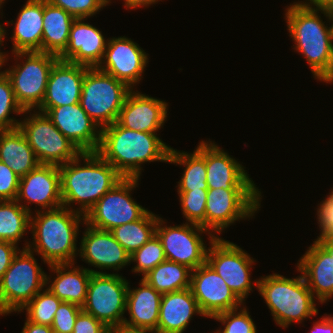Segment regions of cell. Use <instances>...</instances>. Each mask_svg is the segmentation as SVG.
I'll list each match as a JSON object with an SVG mask.
<instances>
[{"label":"cell","mask_w":333,"mask_h":333,"mask_svg":"<svg viewBox=\"0 0 333 333\" xmlns=\"http://www.w3.org/2000/svg\"><path fill=\"white\" fill-rule=\"evenodd\" d=\"M31 110H23L15 99L9 78L4 72L0 74V131L18 128L19 120L10 117L11 113L29 114Z\"/></svg>","instance_id":"obj_36"},{"label":"cell","mask_w":333,"mask_h":333,"mask_svg":"<svg viewBox=\"0 0 333 333\" xmlns=\"http://www.w3.org/2000/svg\"><path fill=\"white\" fill-rule=\"evenodd\" d=\"M206 262L223 278L235 295L245 303L249 292L253 291V284H258V279L251 281V267L256 261L250 257L240 246L215 237L209 242Z\"/></svg>","instance_id":"obj_13"},{"label":"cell","mask_w":333,"mask_h":333,"mask_svg":"<svg viewBox=\"0 0 333 333\" xmlns=\"http://www.w3.org/2000/svg\"><path fill=\"white\" fill-rule=\"evenodd\" d=\"M295 3L308 8L326 9V10H329L333 6V0H306L305 2L298 1Z\"/></svg>","instance_id":"obj_48"},{"label":"cell","mask_w":333,"mask_h":333,"mask_svg":"<svg viewBox=\"0 0 333 333\" xmlns=\"http://www.w3.org/2000/svg\"><path fill=\"white\" fill-rule=\"evenodd\" d=\"M5 0H0V7H3ZM3 4V5H2ZM2 5V6H1Z\"/></svg>","instance_id":"obj_55"},{"label":"cell","mask_w":333,"mask_h":333,"mask_svg":"<svg viewBox=\"0 0 333 333\" xmlns=\"http://www.w3.org/2000/svg\"><path fill=\"white\" fill-rule=\"evenodd\" d=\"M50 4L60 7L69 13L75 19H87L96 15L105 6L111 3V0H46Z\"/></svg>","instance_id":"obj_40"},{"label":"cell","mask_w":333,"mask_h":333,"mask_svg":"<svg viewBox=\"0 0 333 333\" xmlns=\"http://www.w3.org/2000/svg\"><path fill=\"white\" fill-rule=\"evenodd\" d=\"M34 113L20 120L18 128L33 149L39 164L63 165L74 160L82 152L52 123L46 113Z\"/></svg>","instance_id":"obj_9"},{"label":"cell","mask_w":333,"mask_h":333,"mask_svg":"<svg viewBox=\"0 0 333 333\" xmlns=\"http://www.w3.org/2000/svg\"><path fill=\"white\" fill-rule=\"evenodd\" d=\"M212 319L224 325L223 329L216 330L217 333H257L258 331L244 304L243 307L218 313Z\"/></svg>","instance_id":"obj_39"},{"label":"cell","mask_w":333,"mask_h":333,"mask_svg":"<svg viewBox=\"0 0 333 333\" xmlns=\"http://www.w3.org/2000/svg\"><path fill=\"white\" fill-rule=\"evenodd\" d=\"M171 146L157 133L130 130L117 121L101 129L97 153L124 178H139L145 162L169 161Z\"/></svg>","instance_id":"obj_1"},{"label":"cell","mask_w":333,"mask_h":333,"mask_svg":"<svg viewBox=\"0 0 333 333\" xmlns=\"http://www.w3.org/2000/svg\"><path fill=\"white\" fill-rule=\"evenodd\" d=\"M46 114L55 127L81 152H97L101 129L82 109L80 103L53 107Z\"/></svg>","instance_id":"obj_19"},{"label":"cell","mask_w":333,"mask_h":333,"mask_svg":"<svg viewBox=\"0 0 333 333\" xmlns=\"http://www.w3.org/2000/svg\"><path fill=\"white\" fill-rule=\"evenodd\" d=\"M74 20L65 10L44 0L42 52L59 57L67 48Z\"/></svg>","instance_id":"obj_30"},{"label":"cell","mask_w":333,"mask_h":333,"mask_svg":"<svg viewBox=\"0 0 333 333\" xmlns=\"http://www.w3.org/2000/svg\"><path fill=\"white\" fill-rule=\"evenodd\" d=\"M136 289L128 286L126 312L130 319L124 318V327L130 329L152 330L157 333L162 294L157 292L144 279Z\"/></svg>","instance_id":"obj_25"},{"label":"cell","mask_w":333,"mask_h":333,"mask_svg":"<svg viewBox=\"0 0 333 333\" xmlns=\"http://www.w3.org/2000/svg\"><path fill=\"white\" fill-rule=\"evenodd\" d=\"M194 314L204 316L190 288L162 294L157 333H183Z\"/></svg>","instance_id":"obj_27"},{"label":"cell","mask_w":333,"mask_h":333,"mask_svg":"<svg viewBox=\"0 0 333 333\" xmlns=\"http://www.w3.org/2000/svg\"><path fill=\"white\" fill-rule=\"evenodd\" d=\"M329 194L333 197V188H332L331 192H329Z\"/></svg>","instance_id":"obj_56"},{"label":"cell","mask_w":333,"mask_h":333,"mask_svg":"<svg viewBox=\"0 0 333 333\" xmlns=\"http://www.w3.org/2000/svg\"><path fill=\"white\" fill-rule=\"evenodd\" d=\"M259 190L208 189L205 209V230L219 237L235 221L253 218L261 207ZM213 232V233H212ZM216 235V236H215Z\"/></svg>","instance_id":"obj_11"},{"label":"cell","mask_w":333,"mask_h":333,"mask_svg":"<svg viewBox=\"0 0 333 333\" xmlns=\"http://www.w3.org/2000/svg\"><path fill=\"white\" fill-rule=\"evenodd\" d=\"M84 20L87 19L74 20L67 48L58 58L73 64L98 67L103 60L108 39L105 40L102 31Z\"/></svg>","instance_id":"obj_23"},{"label":"cell","mask_w":333,"mask_h":333,"mask_svg":"<svg viewBox=\"0 0 333 333\" xmlns=\"http://www.w3.org/2000/svg\"><path fill=\"white\" fill-rule=\"evenodd\" d=\"M18 251L19 247L16 244L9 241H0V280Z\"/></svg>","instance_id":"obj_45"},{"label":"cell","mask_w":333,"mask_h":333,"mask_svg":"<svg viewBox=\"0 0 333 333\" xmlns=\"http://www.w3.org/2000/svg\"><path fill=\"white\" fill-rule=\"evenodd\" d=\"M168 103L131 90L120 110L117 122L130 130L156 133L167 121Z\"/></svg>","instance_id":"obj_22"},{"label":"cell","mask_w":333,"mask_h":333,"mask_svg":"<svg viewBox=\"0 0 333 333\" xmlns=\"http://www.w3.org/2000/svg\"><path fill=\"white\" fill-rule=\"evenodd\" d=\"M63 301L47 287L37 293L19 312L26 310V319L42 325H52L55 312Z\"/></svg>","instance_id":"obj_35"},{"label":"cell","mask_w":333,"mask_h":333,"mask_svg":"<svg viewBox=\"0 0 333 333\" xmlns=\"http://www.w3.org/2000/svg\"><path fill=\"white\" fill-rule=\"evenodd\" d=\"M20 177L12 169L0 161V201L16 200Z\"/></svg>","instance_id":"obj_42"},{"label":"cell","mask_w":333,"mask_h":333,"mask_svg":"<svg viewBox=\"0 0 333 333\" xmlns=\"http://www.w3.org/2000/svg\"><path fill=\"white\" fill-rule=\"evenodd\" d=\"M317 223L321 229L316 240L333 237V197L329 194L318 204Z\"/></svg>","instance_id":"obj_43"},{"label":"cell","mask_w":333,"mask_h":333,"mask_svg":"<svg viewBox=\"0 0 333 333\" xmlns=\"http://www.w3.org/2000/svg\"><path fill=\"white\" fill-rule=\"evenodd\" d=\"M191 272L188 266L165 260L142 277L161 294L190 288Z\"/></svg>","instance_id":"obj_32"},{"label":"cell","mask_w":333,"mask_h":333,"mask_svg":"<svg viewBox=\"0 0 333 333\" xmlns=\"http://www.w3.org/2000/svg\"><path fill=\"white\" fill-rule=\"evenodd\" d=\"M16 201L29 213L32 211L29 204L40 206V211L62 206L58 166L39 164L34 170L21 177Z\"/></svg>","instance_id":"obj_18"},{"label":"cell","mask_w":333,"mask_h":333,"mask_svg":"<svg viewBox=\"0 0 333 333\" xmlns=\"http://www.w3.org/2000/svg\"><path fill=\"white\" fill-rule=\"evenodd\" d=\"M109 331L104 323L82 310L76 318L72 333H109Z\"/></svg>","instance_id":"obj_44"},{"label":"cell","mask_w":333,"mask_h":333,"mask_svg":"<svg viewBox=\"0 0 333 333\" xmlns=\"http://www.w3.org/2000/svg\"><path fill=\"white\" fill-rule=\"evenodd\" d=\"M190 289L205 318L244 304L207 262L192 270Z\"/></svg>","instance_id":"obj_16"},{"label":"cell","mask_w":333,"mask_h":333,"mask_svg":"<svg viewBox=\"0 0 333 333\" xmlns=\"http://www.w3.org/2000/svg\"><path fill=\"white\" fill-rule=\"evenodd\" d=\"M297 271L301 272L308 288L321 304L333 296V258L317 242L298 260Z\"/></svg>","instance_id":"obj_24"},{"label":"cell","mask_w":333,"mask_h":333,"mask_svg":"<svg viewBox=\"0 0 333 333\" xmlns=\"http://www.w3.org/2000/svg\"><path fill=\"white\" fill-rule=\"evenodd\" d=\"M166 260L162 243L154 234L141 248L130 255V263L134 262L132 272L146 275L158 264Z\"/></svg>","instance_id":"obj_37"},{"label":"cell","mask_w":333,"mask_h":333,"mask_svg":"<svg viewBox=\"0 0 333 333\" xmlns=\"http://www.w3.org/2000/svg\"><path fill=\"white\" fill-rule=\"evenodd\" d=\"M30 218L31 213L16 200L0 201V241L17 245L30 229Z\"/></svg>","instance_id":"obj_34"},{"label":"cell","mask_w":333,"mask_h":333,"mask_svg":"<svg viewBox=\"0 0 333 333\" xmlns=\"http://www.w3.org/2000/svg\"><path fill=\"white\" fill-rule=\"evenodd\" d=\"M333 258V237L316 240Z\"/></svg>","instance_id":"obj_51"},{"label":"cell","mask_w":333,"mask_h":333,"mask_svg":"<svg viewBox=\"0 0 333 333\" xmlns=\"http://www.w3.org/2000/svg\"><path fill=\"white\" fill-rule=\"evenodd\" d=\"M139 178H123L105 193L85 215L89 226L110 231L139 220L148 210L138 204L131 191L138 187Z\"/></svg>","instance_id":"obj_12"},{"label":"cell","mask_w":333,"mask_h":333,"mask_svg":"<svg viewBox=\"0 0 333 333\" xmlns=\"http://www.w3.org/2000/svg\"><path fill=\"white\" fill-rule=\"evenodd\" d=\"M328 11L329 12H333V6Z\"/></svg>","instance_id":"obj_57"},{"label":"cell","mask_w":333,"mask_h":333,"mask_svg":"<svg viewBox=\"0 0 333 333\" xmlns=\"http://www.w3.org/2000/svg\"><path fill=\"white\" fill-rule=\"evenodd\" d=\"M81 159L83 164H80ZM58 168L62 206L84 216L105 193L124 178L97 152H82L74 160ZM71 203L80 206L73 209Z\"/></svg>","instance_id":"obj_2"},{"label":"cell","mask_w":333,"mask_h":333,"mask_svg":"<svg viewBox=\"0 0 333 333\" xmlns=\"http://www.w3.org/2000/svg\"><path fill=\"white\" fill-rule=\"evenodd\" d=\"M109 333H156L152 330L130 329L124 326L110 329Z\"/></svg>","instance_id":"obj_50"},{"label":"cell","mask_w":333,"mask_h":333,"mask_svg":"<svg viewBox=\"0 0 333 333\" xmlns=\"http://www.w3.org/2000/svg\"><path fill=\"white\" fill-rule=\"evenodd\" d=\"M257 290L271 311L274 321L282 328L292 323H302L318 314L317 300L303 275L286 278L280 274H270L258 279Z\"/></svg>","instance_id":"obj_5"},{"label":"cell","mask_w":333,"mask_h":333,"mask_svg":"<svg viewBox=\"0 0 333 333\" xmlns=\"http://www.w3.org/2000/svg\"><path fill=\"white\" fill-rule=\"evenodd\" d=\"M129 284L128 280L118 273H92L82 310L109 329L122 326Z\"/></svg>","instance_id":"obj_10"},{"label":"cell","mask_w":333,"mask_h":333,"mask_svg":"<svg viewBox=\"0 0 333 333\" xmlns=\"http://www.w3.org/2000/svg\"><path fill=\"white\" fill-rule=\"evenodd\" d=\"M46 275L34 257V252L23 248L15 254L0 280V314L18 312L44 287Z\"/></svg>","instance_id":"obj_6"},{"label":"cell","mask_w":333,"mask_h":333,"mask_svg":"<svg viewBox=\"0 0 333 333\" xmlns=\"http://www.w3.org/2000/svg\"><path fill=\"white\" fill-rule=\"evenodd\" d=\"M75 263L52 264L49 269L56 273L54 280L46 275V286L63 302L82 307L86 301L88 284L91 277L89 268L74 266Z\"/></svg>","instance_id":"obj_28"},{"label":"cell","mask_w":333,"mask_h":333,"mask_svg":"<svg viewBox=\"0 0 333 333\" xmlns=\"http://www.w3.org/2000/svg\"><path fill=\"white\" fill-rule=\"evenodd\" d=\"M158 217L151 211H147L139 220L117 226L110 232L131 255L155 234Z\"/></svg>","instance_id":"obj_33"},{"label":"cell","mask_w":333,"mask_h":333,"mask_svg":"<svg viewBox=\"0 0 333 333\" xmlns=\"http://www.w3.org/2000/svg\"><path fill=\"white\" fill-rule=\"evenodd\" d=\"M125 83L98 67H88L82 82L80 105L100 129L117 121L126 96Z\"/></svg>","instance_id":"obj_7"},{"label":"cell","mask_w":333,"mask_h":333,"mask_svg":"<svg viewBox=\"0 0 333 333\" xmlns=\"http://www.w3.org/2000/svg\"><path fill=\"white\" fill-rule=\"evenodd\" d=\"M195 149L193 153H187L171 147L168 163L185 167L177 184L178 191L208 189L205 166V141H200Z\"/></svg>","instance_id":"obj_31"},{"label":"cell","mask_w":333,"mask_h":333,"mask_svg":"<svg viewBox=\"0 0 333 333\" xmlns=\"http://www.w3.org/2000/svg\"><path fill=\"white\" fill-rule=\"evenodd\" d=\"M147 54L131 38L112 37L107 42L103 60L98 68L133 90L142 79L149 62Z\"/></svg>","instance_id":"obj_15"},{"label":"cell","mask_w":333,"mask_h":333,"mask_svg":"<svg viewBox=\"0 0 333 333\" xmlns=\"http://www.w3.org/2000/svg\"><path fill=\"white\" fill-rule=\"evenodd\" d=\"M321 14H324L323 16H325L329 22L332 23L333 25V12H329L326 9H320Z\"/></svg>","instance_id":"obj_53"},{"label":"cell","mask_w":333,"mask_h":333,"mask_svg":"<svg viewBox=\"0 0 333 333\" xmlns=\"http://www.w3.org/2000/svg\"><path fill=\"white\" fill-rule=\"evenodd\" d=\"M186 222L200 225L205 229V209L208 189L177 191Z\"/></svg>","instance_id":"obj_38"},{"label":"cell","mask_w":333,"mask_h":333,"mask_svg":"<svg viewBox=\"0 0 333 333\" xmlns=\"http://www.w3.org/2000/svg\"><path fill=\"white\" fill-rule=\"evenodd\" d=\"M82 311V307L62 302L55 312L51 328L54 333H72L78 314Z\"/></svg>","instance_id":"obj_41"},{"label":"cell","mask_w":333,"mask_h":333,"mask_svg":"<svg viewBox=\"0 0 333 333\" xmlns=\"http://www.w3.org/2000/svg\"><path fill=\"white\" fill-rule=\"evenodd\" d=\"M44 0H27L17 19L6 22L12 30V54L16 52H42ZM13 39V40H12Z\"/></svg>","instance_id":"obj_26"},{"label":"cell","mask_w":333,"mask_h":333,"mask_svg":"<svg viewBox=\"0 0 333 333\" xmlns=\"http://www.w3.org/2000/svg\"><path fill=\"white\" fill-rule=\"evenodd\" d=\"M21 333H54L52 328L47 325L37 324L29 320H25V324Z\"/></svg>","instance_id":"obj_47"},{"label":"cell","mask_w":333,"mask_h":333,"mask_svg":"<svg viewBox=\"0 0 333 333\" xmlns=\"http://www.w3.org/2000/svg\"><path fill=\"white\" fill-rule=\"evenodd\" d=\"M0 161L20 178L39 165L33 149L19 128L0 131Z\"/></svg>","instance_id":"obj_29"},{"label":"cell","mask_w":333,"mask_h":333,"mask_svg":"<svg viewBox=\"0 0 333 333\" xmlns=\"http://www.w3.org/2000/svg\"><path fill=\"white\" fill-rule=\"evenodd\" d=\"M13 55L16 65L3 72L9 78L15 99L22 109L36 110L44 99L50 71L59 58L45 52H16ZM18 60L21 62L17 64Z\"/></svg>","instance_id":"obj_8"},{"label":"cell","mask_w":333,"mask_h":333,"mask_svg":"<svg viewBox=\"0 0 333 333\" xmlns=\"http://www.w3.org/2000/svg\"><path fill=\"white\" fill-rule=\"evenodd\" d=\"M289 37L294 50L306 59L318 81L333 83V25L328 27L319 15L320 9L295 2L285 9Z\"/></svg>","instance_id":"obj_4"},{"label":"cell","mask_w":333,"mask_h":333,"mask_svg":"<svg viewBox=\"0 0 333 333\" xmlns=\"http://www.w3.org/2000/svg\"><path fill=\"white\" fill-rule=\"evenodd\" d=\"M125 3H124V6L127 8V9H137L138 7L141 8V7H147L149 5H152V4H156L158 3L159 0H123ZM162 1V0H160Z\"/></svg>","instance_id":"obj_49"},{"label":"cell","mask_w":333,"mask_h":333,"mask_svg":"<svg viewBox=\"0 0 333 333\" xmlns=\"http://www.w3.org/2000/svg\"><path fill=\"white\" fill-rule=\"evenodd\" d=\"M320 319L313 323V327L308 333H333V316L326 314Z\"/></svg>","instance_id":"obj_46"},{"label":"cell","mask_w":333,"mask_h":333,"mask_svg":"<svg viewBox=\"0 0 333 333\" xmlns=\"http://www.w3.org/2000/svg\"><path fill=\"white\" fill-rule=\"evenodd\" d=\"M8 55L6 52H0V70L2 68V66L5 65V62L8 60ZM3 71H0V74L2 73Z\"/></svg>","instance_id":"obj_54"},{"label":"cell","mask_w":333,"mask_h":333,"mask_svg":"<svg viewBox=\"0 0 333 333\" xmlns=\"http://www.w3.org/2000/svg\"><path fill=\"white\" fill-rule=\"evenodd\" d=\"M165 224L159 216L155 234L162 243L166 260L186 265L192 270L206 262L208 248L201 235L207 233L212 241L215 238L213 234L193 223L175 226Z\"/></svg>","instance_id":"obj_14"},{"label":"cell","mask_w":333,"mask_h":333,"mask_svg":"<svg viewBox=\"0 0 333 333\" xmlns=\"http://www.w3.org/2000/svg\"><path fill=\"white\" fill-rule=\"evenodd\" d=\"M30 218V232L33 236L28 248L41 256L44 264L75 263L79 249L77 238L79 225L85 223V216L65 206L51 210L35 211ZM33 246V247H32Z\"/></svg>","instance_id":"obj_3"},{"label":"cell","mask_w":333,"mask_h":333,"mask_svg":"<svg viewBox=\"0 0 333 333\" xmlns=\"http://www.w3.org/2000/svg\"><path fill=\"white\" fill-rule=\"evenodd\" d=\"M87 68L58 60L50 71L44 99L36 110L46 113L53 107L79 103Z\"/></svg>","instance_id":"obj_21"},{"label":"cell","mask_w":333,"mask_h":333,"mask_svg":"<svg viewBox=\"0 0 333 333\" xmlns=\"http://www.w3.org/2000/svg\"><path fill=\"white\" fill-rule=\"evenodd\" d=\"M1 8L2 7H0V10H1ZM6 33H7V30H5V28L3 27V24L0 23V46L1 47L3 45L4 38L6 37L5 35H7ZM0 52H1V50H0Z\"/></svg>","instance_id":"obj_52"},{"label":"cell","mask_w":333,"mask_h":333,"mask_svg":"<svg viewBox=\"0 0 333 333\" xmlns=\"http://www.w3.org/2000/svg\"><path fill=\"white\" fill-rule=\"evenodd\" d=\"M205 166L208 189L259 190L245 167L210 139L205 141Z\"/></svg>","instance_id":"obj_20"},{"label":"cell","mask_w":333,"mask_h":333,"mask_svg":"<svg viewBox=\"0 0 333 333\" xmlns=\"http://www.w3.org/2000/svg\"><path fill=\"white\" fill-rule=\"evenodd\" d=\"M84 224L87 228H85L81 242H79L78 253L82 261L102 270L88 269L91 273L107 274L103 270L119 271L126 265H130V254L113 237L110 231L96 229L86 223Z\"/></svg>","instance_id":"obj_17"}]
</instances>
